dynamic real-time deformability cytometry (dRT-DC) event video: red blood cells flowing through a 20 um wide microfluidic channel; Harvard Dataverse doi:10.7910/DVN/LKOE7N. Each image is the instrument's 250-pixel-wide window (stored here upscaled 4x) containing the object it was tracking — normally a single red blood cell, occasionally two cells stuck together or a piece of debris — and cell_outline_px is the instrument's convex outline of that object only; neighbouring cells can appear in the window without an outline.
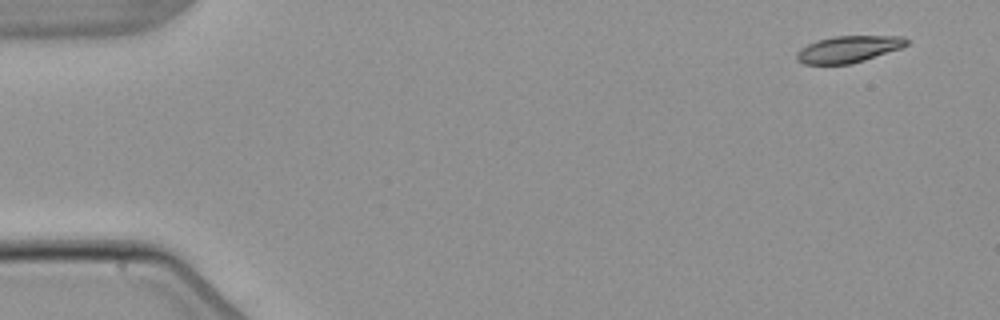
{"species": "common noctule bat (a hibernating species)", "species_latin": "Nyctalus noctula", "temperature_condition": "warm", "stored_images_in_passage": 6, "camera_frame_rate_fps": 3000, "um_per_image_px": 0.085, "animal": {"sex": "male", "body_mass_g": 21.5, "forearm_length_mm": 52.0}, "frame": {"image": 1, "passage_image": 1, "time_ms": 0.0, "image_size_px": [1000, 320], "cell_outline_px": [[908, 44], [900, 48], [852, 64], [804, 64], [796, 60], [796, 52], [800, 48], [808, 44], [832, 36], [904, 36], [908, 40]], "centroid_in_image_um": [72.09, 4.18], "position_along_channel_um": 12.9, "area_um2": 16.99}}
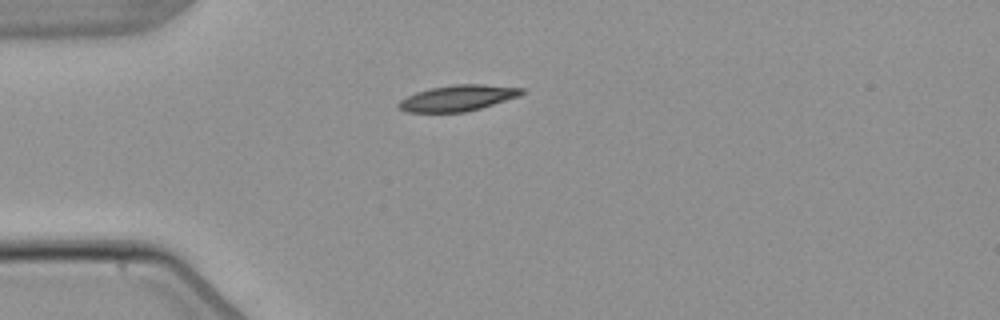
{"frame": {"image": 2, "passage_image": 4, "time_ms": 3.667, "image_size_px": [1000, 320], "cell_outline_px": [[524, 92], [520, 96], [480, 108], [464, 112], [408, 112], [396, 108], [396, 104], [400, 100], [416, 92], [428, 88], [452, 84], [484, 84], [524, 88]], "centroid_in_image_um": [38.88, 8.32], "position_along_channel_um": 46.1, "area_um2": 18.73}}
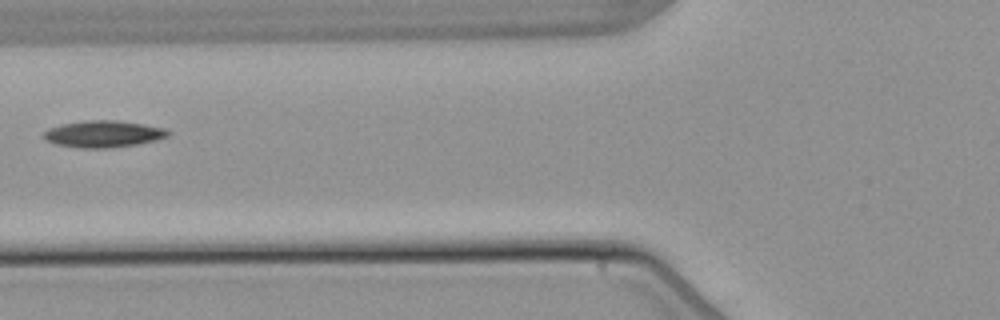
{"frame": {"image": 3, "passage_image": 6, "time_ms": 6.0, "image_size_px": [1000, 320], "cell_outline_px": [[172, 132], [168, 136], [156, 140], [136, 144], [108, 148], [80, 148], [56, 144], [48, 140], [44, 136], [44, 132], [48, 128], [60, 124], [88, 120], [116, 120], [144, 124], [164, 128]], "centroid_in_image_um": [8.8, 11.38], "position_along_channel_um": 117.0, "area_um2": 19.31}}